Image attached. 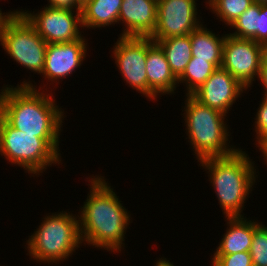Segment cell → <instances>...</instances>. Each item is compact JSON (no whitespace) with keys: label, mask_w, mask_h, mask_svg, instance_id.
<instances>
[{"label":"cell","mask_w":267,"mask_h":266,"mask_svg":"<svg viewBox=\"0 0 267 266\" xmlns=\"http://www.w3.org/2000/svg\"><path fill=\"white\" fill-rule=\"evenodd\" d=\"M85 178H89L85 180L89 182V193L77 210L82 243L109 253H121L125 249L127 228L132 223L130 211L104 176L92 174Z\"/></svg>","instance_id":"obj_1"},{"label":"cell","mask_w":267,"mask_h":266,"mask_svg":"<svg viewBox=\"0 0 267 266\" xmlns=\"http://www.w3.org/2000/svg\"><path fill=\"white\" fill-rule=\"evenodd\" d=\"M5 85L1 117L12 127L40 138H60L67 117L50 91Z\"/></svg>","instance_id":"obj_2"},{"label":"cell","mask_w":267,"mask_h":266,"mask_svg":"<svg viewBox=\"0 0 267 266\" xmlns=\"http://www.w3.org/2000/svg\"><path fill=\"white\" fill-rule=\"evenodd\" d=\"M198 162V166H202L208 174L207 180L216 193L224 217H244L246 200L251 197L249 195L259 176L255 161L239 148L232 155L205 158Z\"/></svg>","instance_id":"obj_3"},{"label":"cell","mask_w":267,"mask_h":266,"mask_svg":"<svg viewBox=\"0 0 267 266\" xmlns=\"http://www.w3.org/2000/svg\"><path fill=\"white\" fill-rule=\"evenodd\" d=\"M181 113L185 126V133L189 145L193 150L195 160L200 161L210 157H224L235 153L239 147L231 145V132L226 123L228 115L205 106L191 95H185ZM227 121H226V120ZM230 133V134H229Z\"/></svg>","instance_id":"obj_4"},{"label":"cell","mask_w":267,"mask_h":266,"mask_svg":"<svg viewBox=\"0 0 267 266\" xmlns=\"http://www.w3.org/2000/svg\"><path fill=\"white\" fill-rule=\"evenodd\" d=\"M45 215L36 231L28 236L24 247L32 261L58 265L68 261L83 245L78 214L58 210Z\"/></svg>","instance_id":"obj_5"},{"label":"cell","mask_w":267,"mask_h":266,"mask_svg":"<svg viewBox=\"0 0 267 266\" xmlns=\"http://www.w3.org/2000/svg\"><path fill=\"white\" fill-rule=\"evenodd\" d=\"M59 144L60 138H40L22 132L0 117V156L32 177L41 176L52 164L60 166L63 160Z\"/></svg>","instance_id":"obj_6"},{"label":"cell","mask_w":267,"mask_h":266,"mask_svg":"<svg viewBox=\"0 0 267 266\" xmlns=\"http://www.w3.org/2000/svg\"><path fill=\"white\" fill-rule=\"evenodd\" d=\"M0 45L18 65L42 74L48 43L19 11L0 33Z\"/></svg>","instance_id":"obj_7"},{"label":"cell","mask_w":267,"mask_h":266,"mask_svg":"<svg viewBox=\"0 0 267 266\" xmlns=\"http://www.w3.org/2000/svg\"><path fill=\"white\" fill-rule=\"evenodd\" d=\"M87 40L88 39H86V36H83L82 38L72 42L48 44L46 48L44 68L41 74L43 81L45 79V83L47 84H44L43 86L39 85V87H37L35 81L24 79L22 82L17 84V86H30L31 88L37 90L39 88V90H51V92L53 91L52 87H54L56 90L57 84L60 85L59 83L63 81L62 79H67V77L76 72L75 70L81 68L83 62L86 60L87 55L89 56L87 53L89 48V43H87ZM32 82H34L35 85ZM48 84L49 86H47Z\"/></svg>","instance_id":"obj_8"},{"label":"cell","mask_w":267,"mask_h":266,"mask_svg":"<svg viewBox=\"0 0 267 266\" xmlns=\"http://www.w3.org/2000/svg\"><path fill=\"white\" fill-rule=\"evenodd\" d=\"M18 11L48 44L72 42L84 36L82 14L79 10L44 6L33 12L26 8Z\"/></svg>","instance_id":"obj_9"},{"label":"cell","mask_w":267,"mask_h":266,"mask_svg":"<svg viewBox=\"0 0 267 266\" xmlns=\"http://www.w3.org/2000/svg\"><path fill=\"white\" fill-rule=\"evenodd\" d=\"M265 48L252 39L237 38L227 33L221 68L228 71L249 91L256 79H259Z\"/></svg>","instance_id":"obj_10"},{"label":"cell","mask_w":267,"mask_h":266,"mask_svg":"<svg viewBox=\"0 0 267 266\" xmlns=\"http://www.w3.org/2000/svg\"><path fill=\"white\" fill-rule=\"evenodd\" d=\"M111 56L128 87L148 99L146 72L147 37H121L111 48Z\"/></svg>","instance_id":"obj_11"},{"label":"cell","mask_w":267,"mask_h":266,"mask_svg":"<svg viewBox=\"0 0 267 266\" xmlns=\"http://www.w3.org/2000/svg\"><path fill=\"white\" fill-rule=\"evenodd\" d=\"M197 0H158L157 22L150 38L158 40L189 35L202 23Z\"/></svg>","instance_id":"obj_12"},{"label":"cell","mask_w":267,"mask_h":266,"mask_svg":"<svg viewBox=\"0 0 267 266\" xmlns=\"http://www.w3.org/2000/svg\"><path fill=\"white\" fill-rule=\"evenodd\" d=\"M247 90L228 71L217 68L191 96L201 104L228 115L229 111L233 110V104L237 103L242 93Z\"/></svg>","instance_id":"obj_13"},{"label":"cell","mask_w":267,"mask_h":266,"mask_svg":"<svg viewBox=\"0 0 267 266\" xmlns=\"http://www.w3.org/2000/svg\"><path fill=\"white\" fill-rule=\"evenodd\" d=\"M158 0H123L118 24L121 37H150L156 27Z\"/></svg>","instance_id":"obj_14"},{"label":"cell","mask_w":267,"mask_h":266,"mask_svg":"<svg viewBox=\"0 0 267 266\" xmlns=\"http://www.w3.org/2000/svg\"><path fill=\"white\" fill-rule=\"evenodd\" d=\"M146 72L149 101L176 94V88L180 86L178 79L171 72L164 51L150 37H147Z\"/></svg>","instance_id":"obj_15"},{"label":"cell","mask_w":267,"mask_h":266,"mask_svg":"<svg viewBox=\"0 0 267 266\" xmlns=\"http://www.w3.org/2000/svg\"><path fill=\"white\" fill-rule=\"evenodd\" d=\"M226 232L213 255H231L249 252L254 233V220L245 217H225Z\"/></svg>","instance_id":"obj_16"},{"label":"cell","mask_w":267,"mask_h":266,"mask_svg":"<svg viewBox=\"0 0 267 266\" xmlns=\"http://www.w3.org/2000/svg\"><path fill=\"white\" fill-rule=\"evenodd\" d=\"M201 24L189 35L192 47V57L206 60L213 63L217 68H221L223 46L226 34L217 35L213 30Z\"/></svg>","instance_id":"obj_17"},{"label":"cell","mask_w":267,"mask_h":266,"mask_svg":"<svg viewBox=\"0 0 267 266\" xmlns=\"http://www.w3.org/2000/svg\"><path fill=\"white\" fill-rule=\"evenodd\" d=\"M123 0H89L82 5V24L87 29H102L118 23Z\"/></svg>","instance_id":"obj_18"},{"label":"cell","mask_w":267,"mask_h":266,"mask_svg":"<svg viewBox=\"0 0 267 266\" xmlns=\"http://www.w3.org/2000/svg\"><path fill=\"white\" fill-rule=\"evenodd\" d=\"M156 43L164 51L170 70L178 79L192 58L190 35L170 37Z\"/></svg>","instance_id":"obj_19"},{"label":"cell","mask_w":267,"mask_h":266,"mask_svg":"<svg viewBox=\"0 0 267 266\" xmlns=\"http://www.w3.org/2000/svg\"><path fill=\"white\" fill-rule=\"evenodd\" d=\"M217 67L206 60L192 57L185 71L178 78V84L185 86V94L191 95L212 75Z\"/></svg>","instance_id":"obj_20"},{"label":"cell","mask_w":267,"mask_h":266,"mask_svg":"<svg viewBox=\"0 0 267 266\" xmlns=\"http://www.w3.org/2000/svg\"><path fill=\"white\" fill-rule=\"evenodd\" d=\"M254 3V0H213L207 9L224 23L222 25L230 27Z\"/></svg>","instance_id":"obj_21"},{"label":"cell","mask_w":267,"mask_h":266,"mask_svg":"<svg viewBox=\"0 0 267 266\" xmlns=\"http://www.w3.org/2000/svg\"><path fill=\"white\" fill-rule=\"evenodd\" d=\"M260 15V4L254 3L246 9L238 19L230 26L234 29L230 35L237 38L252 39L257 43L258 16Z\"/></svg>","instance_id":"obj_22"},{"label":"cell","mask_w":267,"mask_h":266,"mask_svg":"<svg viewBox=\"0 0 267 266\" xmlns=\"http://www.w3.org/2000/svg\"><path fill=\"white\" fill-rule=\"evenodd\" d=\"M253 266H267V226L254 219V233L250 248Z\"/></svg>","instance_id":"obj_23"},{"label":"cell","mask_w":267,"mask_h":266,"mask_svg":"<svg viewBox=\"0 0 267 266\" xmlns=\"http://www.w3.org/2000/svg\"><path fill=\"white\" fill-rule=\"evenodd\" d=\"M261 99L253 124V126L255 125L253 131L256 133L254 135L256 140L253 144L258 149L267 141V98L262 97Z\"/></svg>","instance_id":"obj_24"},{"label":"cell","mask_w":267,"mask_h":266,"mask_svg":"<svg viewBox=\"0 0 267 266\" xmlns=\"http://www.w3.org/2000/svg\"><path fill=\"white\" fill-rule=\"evenodd\" d=\"M211 256V266H253L250 252Z\"/></svg>","instance_id":"obj_25"},{"label":"cell","mask_w":267,"mask_h":266,"mask_svg":"<svg viewBox=\"0 0 267 266\" xmlns=\"http://www.w3.org/2000/svg\"><path fill=\"white\" fill-rule=\"evenodd\" d=\"M257 43L267 47V4H260L258 16Z\"/></svg>","instance_id":"obj_26"},{"label":"cell","mask_w":267,"mask_h":266,"mask_svg":"<svg viewBox=\"0 0 267 266\" xmlns=\"http://www.w3.org/2000/svg\"><path fill=\"white\" fill-rule=\"evenodd\" d=\"M46 6L54 8H67L72 10H82V5L78 0H47Z\"/></svg>","instance_id":"obj_27"},{"label":"cell","mask_w":267,"mask_h":266,"mask_svg":"<svg viewBox=\"0 0 267 266\" xmlns=\"http://www.w3.org/2000/svg\"><path fill=\"white\" fill-rule=\"evenodd\" d=\"M258 81H260L261 85L263 86L262 90L264 94H262L263 97L267 98V47L265 48L262 56V62H261V70H260V76Z\"/></svg>","instance_id":"obj_28"},{"label":"cell","mask_w":267,"mask_h":266,"mask_svg":"<svg viewBox=\"0 0 267 266\" xmlns=\"http://www.w3.org/2000/svg\"><path fill=\"white\" fill-rule=\"evenodd\" d=\"M18 13V9L2 12L0 8V33L5 29L6 24Z\"/></svg>","instance_id":"obj_29"},{"label":"cell","mask_w":267,"mask_h":266,"mask_svg":"<svg viewBox=\"0 0 267 266\" xmlns=\"http://www.w3.org/2000/svg\"><path fill=\"white\" fill-rule=\"evenodd\" d=\"M154 266H176L173 262H170L165 257H159L156 262H154Z\"/></svg>","instance_id":"obj_30"},{"label":"cell","mask_w":267,"mask_h":266,"mask_svg":"<svg viewBox=\"0 0 267 266\" xmlns=\"http://www.w3.org/2000/svg\"><path fill=\"white\" fill-rule=\"evenodd\" d=\"M258 151L260 152V154L262 153L261 156L263 157V159L261 160H264L263 162L265 163L263 164L267 166V141L259 148Z\"/></svg>","instance_id":"obj_31"},{"label":"cell","mask_w":267,"mask_h":266,"mask_svg":"<svg viewBox=\"0 0 267 266\" xmlns=\"http://www.w3.org/2000/svg\"><path fill=\"white\" fill-rule=\"evenodd\" d=\"M1 88H0V117H1L2 94L4 91V85Z\"/></svg>","instance_id":"obj_32"},{"label":"cell","mask_w":267,"mask_h":266,"mask_svg":"<svg viewBox=\"0 0 267 266\" xmlns=\"http://www.w3.org/2000/svg\"><path fill=\"white\" fill-rule=\"evenodd\" d=\"M254 2L258 4H267V0H254Z\"/></svg>","instance_id":"obj_33"},{"label":"cell","mask_w":267,"mask_h":266,"mask_svg":"<svg viewBox=\"0 0 267 266\" xmlns=\"http://www.w3.org/2000/svg\"><path fill=\"white\" fill-rule=\"evenodd\" d=\"M212 1H213V0H206V1H205V4H206L205 7L207 8V7L210 5V3H211Z\"/></svg>","instance_id":"obj_34"},{"label":"cell","mask_w":267,"mask_h":266,"mask_svg":"<svg viewBox=\"0 0 267 266\" xmlns=\"http://www.w3.org/2000/svg\"><path fill=\"white\" fill-rule=\"evenodd\" d=\"M81 5H84L89 0H78Z\"/></svg>","instance_id":"obj_35"}]
</instances>
